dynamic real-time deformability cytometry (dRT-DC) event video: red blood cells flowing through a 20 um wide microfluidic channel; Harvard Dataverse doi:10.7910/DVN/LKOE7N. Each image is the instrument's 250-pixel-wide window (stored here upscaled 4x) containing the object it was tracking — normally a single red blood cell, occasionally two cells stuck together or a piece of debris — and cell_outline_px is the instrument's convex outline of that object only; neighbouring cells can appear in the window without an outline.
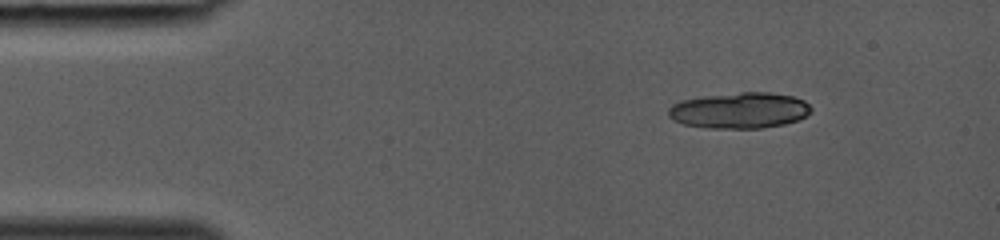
{"species": "common noctule bat (a hibernating species)", "species_latin": "Nyctalus noctula", "temperature_condition": "room temperature", "stored_images_in_passage": 33, "segment_of_instrument_passage": [1, 2], "camera_frame_rate_fps": 3000, "um_per_image_px": 0.085, "animal": {"sex": "female", "body_mass_g": 19.0, "forearm_length_mm": 53.3}, "frame": {"image": 1, "passage_image": 1, "time_ms": 0.0, "image_size_px": [1000, 240], "cell_outline_px": [[812, 112], [796, 120], [784, 124], [760, 128], [708, 128], [684, 124], [672, 120], [668, 116], [668, 108], [672, 104], [680, 100], [704, 96], [740, 92], [768, 92], [792, 96], [804, 100], [812, 108]], "centroid_in_image_um": [62.83, 9.38], "position_along_channel_um": 22.2, "area_um2": 29.94}}
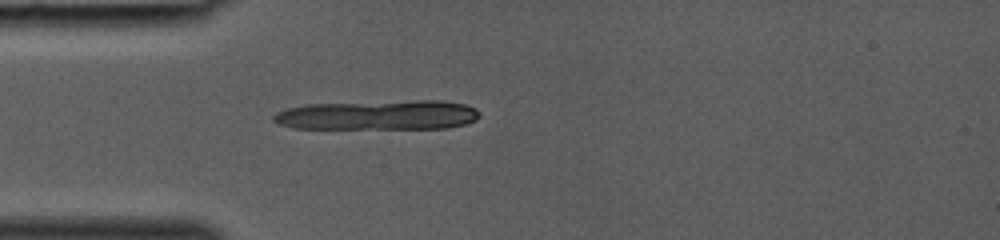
{"frame": {"image": 2, "passage_image": 7, "time_ms": 2.0, "image_size_px": [1000, 240], "cell_outline_px": [[480, 116], [476, 120], [464, 124], [448, 128], [292, 128], [280, 124], [272, 120], [272, 116], [276, 112], [288, 108], [308, 104], [412, 100], [440, 100], [464, 104], [476, 108], [480, 112]], "centroid_in_image_um": [32.17, 9.77], "position_along_channel_um": 52.8, "area_um2": 35.72}}